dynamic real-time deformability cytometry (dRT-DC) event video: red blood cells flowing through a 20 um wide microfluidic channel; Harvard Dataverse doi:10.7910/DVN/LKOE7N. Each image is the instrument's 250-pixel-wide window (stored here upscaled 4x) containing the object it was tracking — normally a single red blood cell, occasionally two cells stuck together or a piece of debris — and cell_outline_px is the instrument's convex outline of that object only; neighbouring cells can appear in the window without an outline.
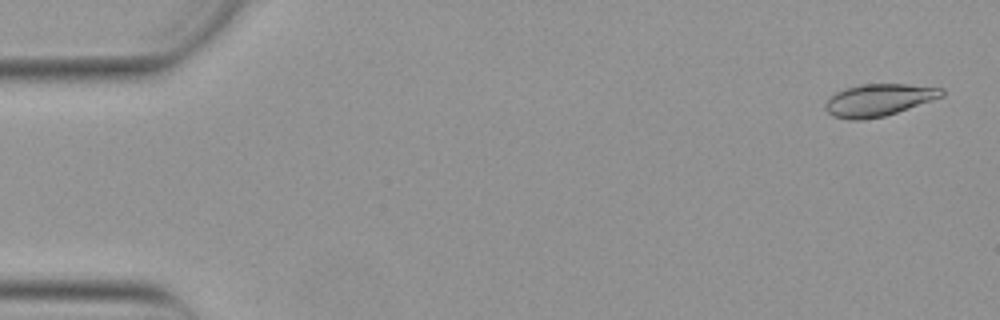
{"species": "Egyptian fruit bat (a non-hibernating species)", "species_latin": "Rousettus aegyptiacus", "temperature_condition": "warm", "stored_images_in_passage": 53, "camera_frame_rate_fps": 3000, "um_per_image_px": 0.085, "animal": {"sex": "female"}, "frame": {"image": 1, "passage_image": 2, "time_ms": 0.333, "image_size_px": [1000, 320], "cell_outline_px": [[944, 96], [884, 116], [864, 120], [848, 120], [832, 116], [824, 108], [824, 104], [836, 92], [844, 88], [860, 84], [908, 84], [944, 88]], "centroid_in_image_um": [74.67, 8.5], "position_along_channel_um": 10.3, "area_um2": 21.85}}
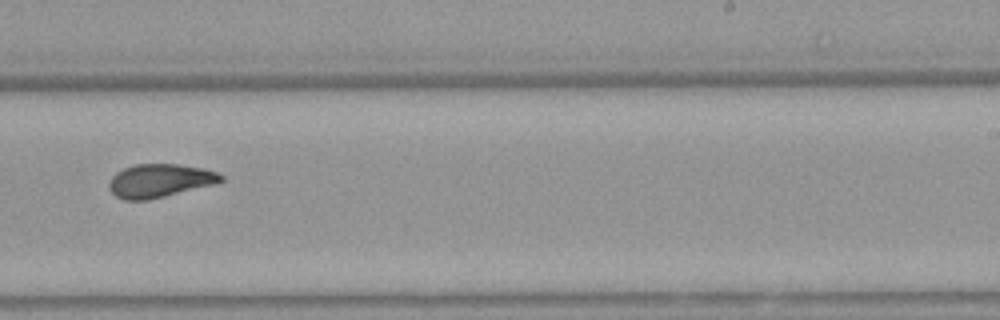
{"frame": {"image": 2, "passage_image": 33, "time_ms": 10.667, "image_size_px": [1000, 320], "cell_outline_px": [[224, 180], [212, 184], [148, 200], [124, 200], [116, 196], [108, 188], [108, 180], [116, 172], [124, 168], [136, 164], [176, 164], [204, 168], [216, 172], [224, 176]], "centroid_in_image_um": [13.53, 15.35], "position_along_channel_um": 275.5, "area_um2": 21.62}}
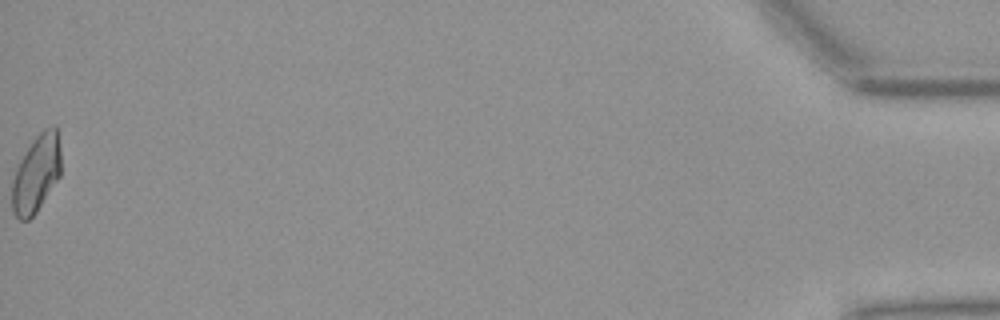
{"frame": {"image": 3, "passage_image": 53, "time_ms": 17.333, "image_size_px": [1000, 320], "cell_outline_px": [[60, 176], [36, 212], [28, 220], [20, 220], [12, 212], [12, 180], [16, 168], [20, 160], [32, 140], [44, 128], [56, 124], [60, 148]], "centroid_in_image_um": [3.08, 14.74], "position_along_channel_um": 432.1, "area_um2": 22.08}, "authors_computed_cell_mechanics": {"area_um2": 21.964, "velocity_mm_per_s": 3.8724, "shape_relaxation_time_tau1_ms": 6.0477, "shape_relaxation_time_tau2_ms": 1.5896, "deformation_change_tau1": 0.178, "deformation_change_tau2": 0.0717}}